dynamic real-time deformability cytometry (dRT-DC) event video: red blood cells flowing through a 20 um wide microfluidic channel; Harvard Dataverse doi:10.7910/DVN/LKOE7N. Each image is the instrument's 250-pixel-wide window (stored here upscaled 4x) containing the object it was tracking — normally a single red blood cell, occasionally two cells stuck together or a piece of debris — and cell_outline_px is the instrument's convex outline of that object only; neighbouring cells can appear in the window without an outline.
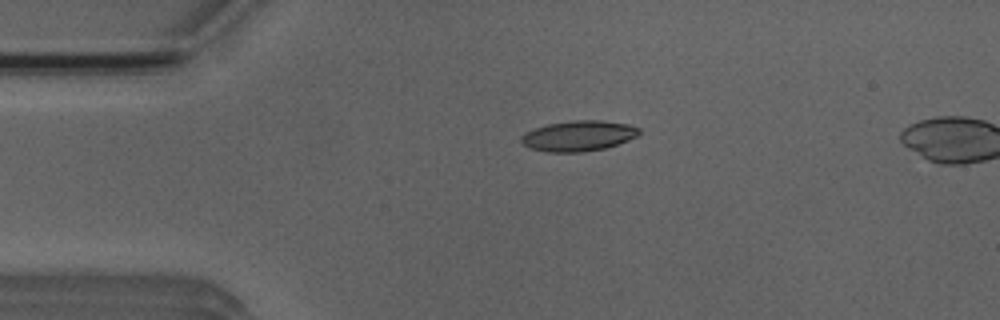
{"species": "Egyptian fruit bat (a non-hibernating species)", "species_latin": "Rousettus aegyptiacus", "temperature_condition": "room temperature", "stored_images_in_passage": 4, "camera_frame_rate_fps": 3000, "um_per_image_px": 0.085, "animal": {"sex": "male"}, "frame": {"image": 1, "passage_image": 2, "time_ms": 1.333, "image_size_px": [1000, 320], "cell_outline_px": [[640, 132], [636, 136], [628, 140], [604, 148], [580, 152], [548, 152], [532, 148], [524, 144], [520, 140], [528, 132], [536, 128], [548, 124], [576, 120], [600, 120], [628, 124], [640, 128]], "centroid_in_image_um": [49.21, 11.54], "position_along_channel_um": 35.8, "area_um2": 20.46}}